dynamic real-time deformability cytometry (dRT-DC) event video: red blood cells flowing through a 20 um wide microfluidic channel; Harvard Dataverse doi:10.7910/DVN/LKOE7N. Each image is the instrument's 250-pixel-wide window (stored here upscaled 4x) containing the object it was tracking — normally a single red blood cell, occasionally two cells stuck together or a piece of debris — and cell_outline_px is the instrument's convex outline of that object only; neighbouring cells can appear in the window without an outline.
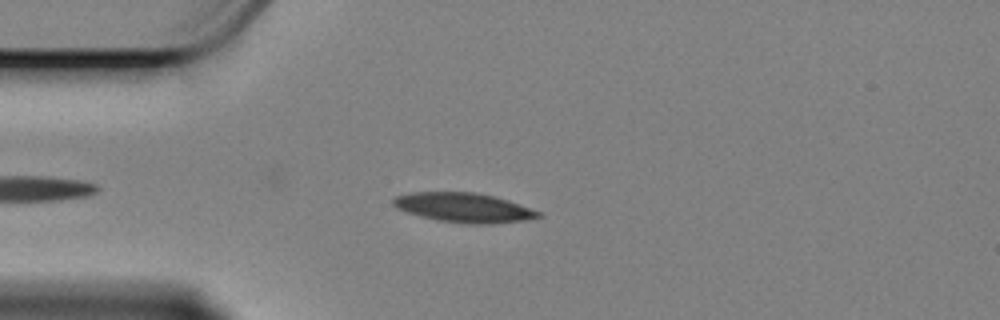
{"species": "Egyptian fruit bat (a non-hibernating species)", "species_latin": "Rousettus aegyptiacus", "temperature_condition": "cold", "stored_images_in_passage": 48, "camera_frame_rate_fps": 3000, "um_per_image_px": 0.085, "animal": {"sex": "female"}, "frame": {"image": 1, "passage_image": 7, "time_ms": 2.0, "image_size_px": [1000, 320], "cell_outline_px": [[544, 216], [524, 220], [492, 224], [468, 224], [440, 220], [420, 216], [396, 208], [392, 204], [392, 200], [396, 196], [412, 192], [476, 192], [508, 200], [540, 212]], "centroid_in_image_um": [39.42, 17.65], "position_along_channel_um": 45.6, "area_um2": 24.74}}
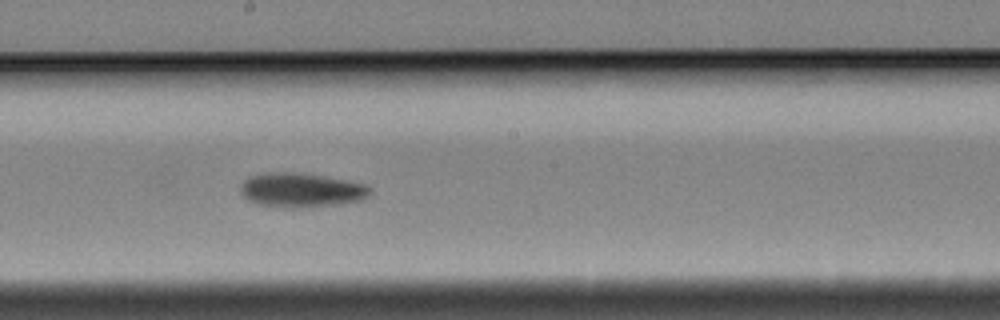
{"frame": {"image": 2, "passage_image": 24, "time_ms": 7.667, "image_size_px": [1000, 320], "cell_outline_px": [[372, 192], [364, 200], [340, 204], [300, 208], [284, 208], [260, 204], [248, 200], [240, 192], [240, 184], [248, 176], [264, 172], [292, 172], [320, 176], [344, 180], [364, 184], [372, 188]], "centroid_in_image_um": [25.58, 16.17], "position_along_channel_um": 222.6, "area_um2": 26.07}}
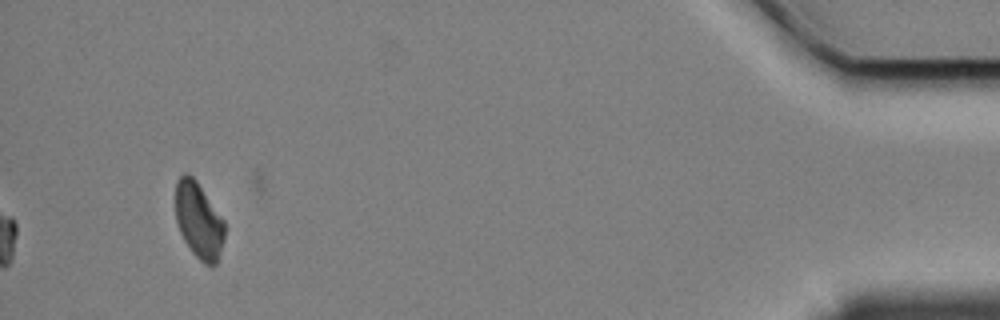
{"frame": {"image": 3, "passage_image": 48, "time_ms": 15.667, "image_size_px": [1000, 320], "cell_outline_px": [[224, 240], [216, 264], [212, 268], [204, 264], [192, 252], [184, 240], [180, 232], [176, 220], [176, 180], [184, 172], [188, 172], [196, 180], [224, 220]], "centroid_in_image_um": [16.89, 18.74], "position_along_channel_um": 418.3, "area_um2": 21.79}, "authors_computed_cell_mechanics": {"area_um2": 24.3049, "velocity_mm_per_s": 3.3708, "shape_relaxation_time_tau1_ms": 3.8736, "shape_relaxation_time_tau2_ms": null, "deformation_change_tau1": 0.1113, "deformation_change_tau2": null}}